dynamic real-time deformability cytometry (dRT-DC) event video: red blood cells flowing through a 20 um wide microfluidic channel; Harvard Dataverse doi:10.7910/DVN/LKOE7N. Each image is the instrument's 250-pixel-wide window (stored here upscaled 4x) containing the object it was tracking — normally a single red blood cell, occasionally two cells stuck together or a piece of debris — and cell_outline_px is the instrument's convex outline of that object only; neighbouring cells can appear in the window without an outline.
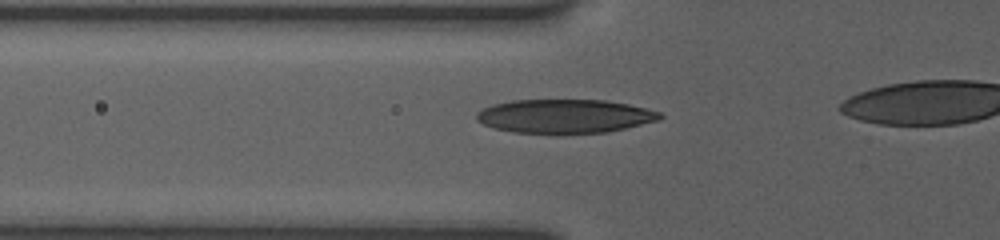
{"species": "human", "species_latin": "Homo sapiens", "temperature_condition": "room temperature", "stored_images_in_passage": 11, "segment_of_instrument_passage": [1, 2], "camera_frame_rate_fps": 3000, "um_per_image_px": 0.085, "donor": {"sex": "female"}, "frame": {"image": 1, "passage_image": 5, "time_ms": 2.0, "image_size_px": [1000, 240], "cell_outline_px": [[664, 116], [660, 120], [624, 128], [604, 132], [560, 136], [556, 136], [512, 132], [492, 128], [476, 120], [476, 112], [492, 104], [512, 100], [604, 100], [628, 104], [660, 112]], "centroid_in_image_um": [47.95, 9.91], "position_along_channel_um": 77.8, "area_um2": 37.05}}
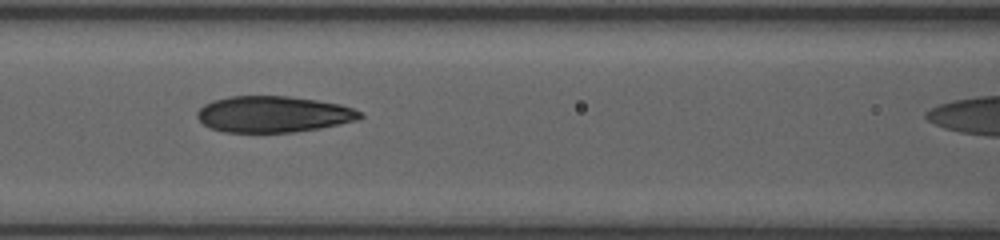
{"frame": {"image": 2, "passage_image": 7, "time_ms": 3.667, "image_size_px": [1000, 240], "cell_outline_px": [[364, 116], [356, 120], [320, 128], [292, 132], [224, 132], [208, 128], [196, 116], [196, 112], [204, 104], [212, 100], [232, 96], [288, 96], [316, 100], [340, 104], [352, 108], [360, 112]], "centroid_in_image_um": [23.19, 9.71], "position_along_channel_um": 143.4, "area_um2": 34.33}}
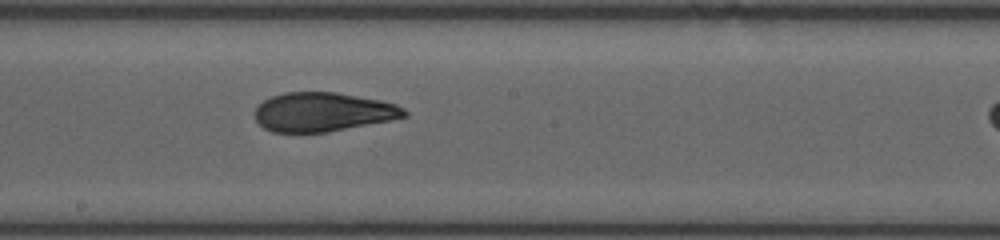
{"frame": {"image": 3, "passage_image": 10, "time_ms": 5.667, "image_size_px": [1000, 240], "cell_outline_px": [[408, 116], [392, 120], [328, 132], [272, 132], [264, 128], [256, 120], [256, 108], [264, 100], [272, 96], [284, 92], [336, 92], [380, 100], [396, 104], [404, 108], [408, 112]], "centroid_in_image_um": [27.48, 9.52], "position_along_channel_um": 220.7, "area_um2": 33.99}}